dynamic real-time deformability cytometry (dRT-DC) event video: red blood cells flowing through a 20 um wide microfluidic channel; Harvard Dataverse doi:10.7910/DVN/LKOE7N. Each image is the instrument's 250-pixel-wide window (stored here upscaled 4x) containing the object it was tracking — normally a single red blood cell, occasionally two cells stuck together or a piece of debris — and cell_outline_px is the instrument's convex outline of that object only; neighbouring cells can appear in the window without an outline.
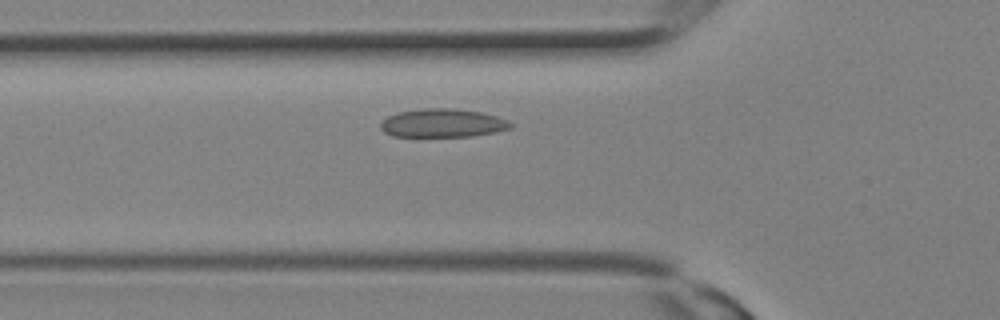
{"species": "Egyptian fruit bat (a non-hibernating species)", "species_latin": "Rousettus aegyptiacus", "temperature_condition": "room temperature", "stored_images_in_passage": 23, "camera_frame_rate_fps": 3000, "um_per_image_px": 0.085, "animal": {"sex": "female"}, "frame": {"image": 1, "passage_image": 5, "time_ms": 1.333, "image_size_px": [1000, 320], "cell_outline_px": [[512, 128], [496, 132], [472, 136], [392, 136], [384, 132], [380, 128], [380, 124], [388, 116], [396, 112], [424, 108], [448, 108], [480, 112], [496, 116], [508, 120], [512, 124]], "centroid_in_image_um": [37.62, 10.46], "position_along_channel_um": 88.2, "area_um2": 21.5}}
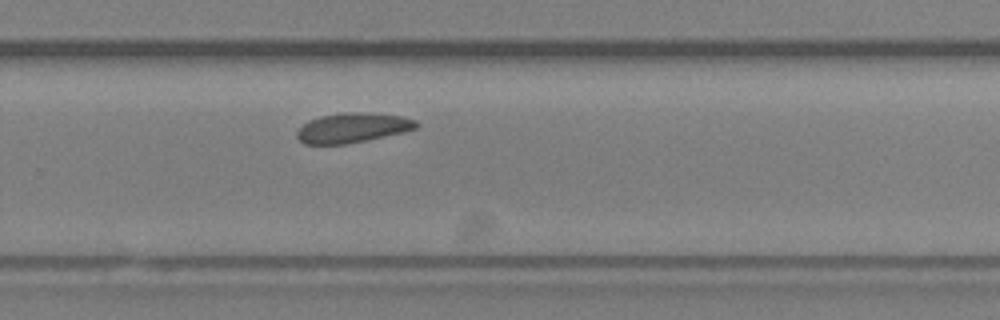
{"frame": {"image": 2, "passage_image": 14, "time_ms": 4.333, "image_size_px": [1000, 320], "cell_outline_px": [[420, 124], [416, 128], [404, 132], [344, 144], [304, 144], [296, 136], [296, 132], [308, 120], [320, 116], [344, 112], [368, 112], [400, 116], [416, 120]], "centroid_in_image_um": [29.96, 10.85], "position_along_channel_um": 299.8, "area_um2": 20.58}}
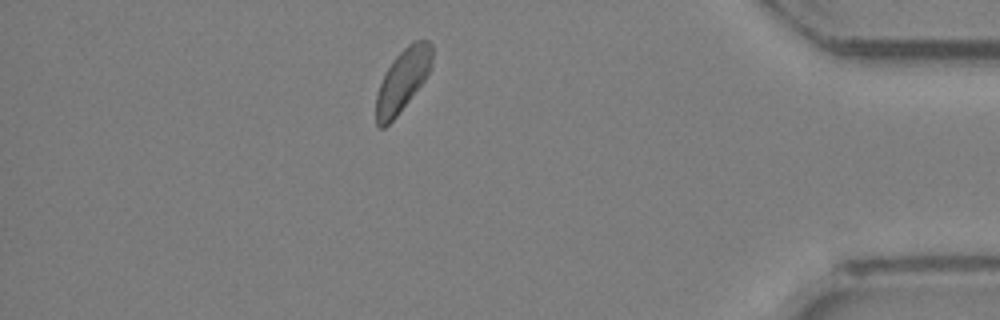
{"frame": {"image": 3, "passage_image": 20, "time_ms": 6.333, "image_size_px": [1000, 320], "cell_outline_px": [[432, 68], [424, 80], [396, 116], [384, 128], [380, 128], [376, 124], [376, 96], [380, 84], [392, 60], [412, 40], [428, 40], [432, 44]], "centroid_in_image_um": [34.23, 6.79], "position_along_channel_um": 401.0, "area_um2": 20.11}}